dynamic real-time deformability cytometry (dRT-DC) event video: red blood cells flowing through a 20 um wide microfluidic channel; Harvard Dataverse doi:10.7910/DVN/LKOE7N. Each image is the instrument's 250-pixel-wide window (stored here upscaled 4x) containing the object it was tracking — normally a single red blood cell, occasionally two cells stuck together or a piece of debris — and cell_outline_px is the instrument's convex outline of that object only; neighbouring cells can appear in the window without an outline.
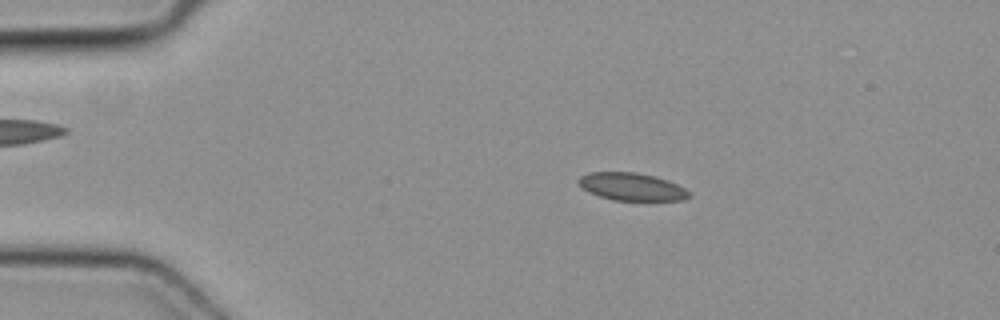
{"species": "common noctule bat (a hibernating species)", "species_latin": "Nyctalus noctula", "temperature_condition": "cold", "stored_images_in_passage": 47, "camera_frame_rate_fps": 3000, "um_per_image_px": 0.085, "animal": {"sex": "female", "body_mass_g": 19.3, "forearm_length_mm": 54.1}, "frame": {"image": 1, "passage_image": 7, "time_ms": 2.0, "image_size_px": [1000, 320], "cell_outline_px": [[692, 196], [684, 200], [612, 200], [588, 192], [576, 180], [580, 176], [588, 172], [636, 172], [656, 176], [668, 180], [684, 188]], "centroid_in_image_um": [53.69, 15.86], "position_along_channel_um": 31.3, "area_um2": 17.8}}
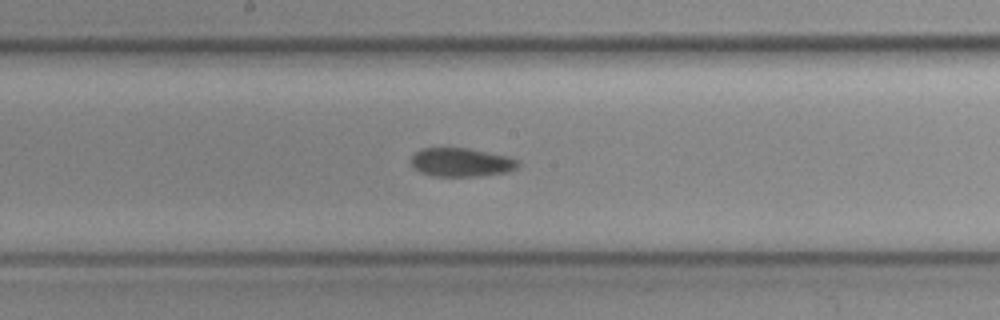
{"frame": {"image": 2, "passage_image": 24, "time_ms": 7.667, "image_size_px": [1000, 320], "cell_outline_px": [[520, 164], [516, 168], [508, 172], [480, 176], [432, 176], [420, 172], [412, 164], [412, 156], [416, 152], [424, 148], [468, 148], [508, 156], [520, 160]], "centroid_in_image_um": [39.26, 13.8], "position_along_channel_um": 208.9, "area_um2": 17.86}}
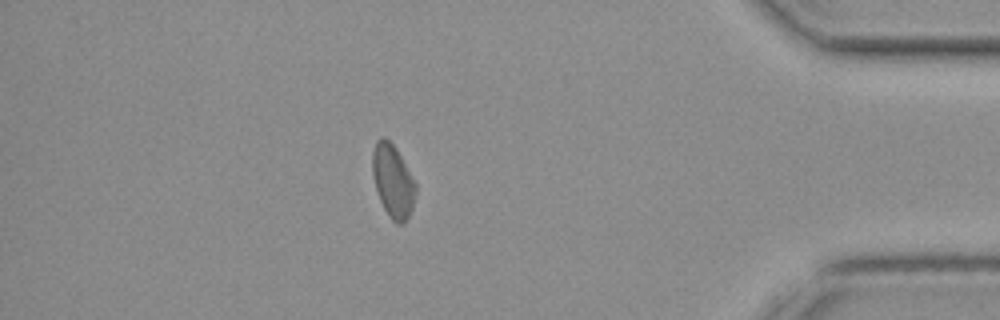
{"frame": {"image": 3, "passage_image": 41, "time_ms": 13.333, "image_size_px": [1000, 320], "cell_outline_px": [[416, 192], [412, 208], [404, 224], [396, 224], [388, 216], [380, 200], [372, 176], [372, 152], [376, 140], [380, 136], [384, 136], [396, 148], [416, 184]], "centroid_in_image_um": [33.37, 15.38], "position_along_channel_um": 401.8, "area_um2": 18.38}}